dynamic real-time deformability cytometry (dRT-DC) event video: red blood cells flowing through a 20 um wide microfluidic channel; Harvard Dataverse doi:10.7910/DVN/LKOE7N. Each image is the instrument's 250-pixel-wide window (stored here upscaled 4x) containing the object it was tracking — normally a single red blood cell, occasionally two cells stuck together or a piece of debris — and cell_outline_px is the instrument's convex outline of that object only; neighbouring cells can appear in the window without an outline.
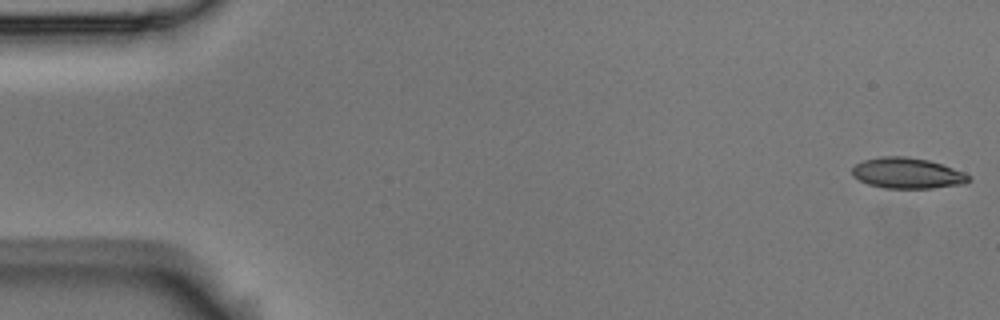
{"species": "Egyptian fruit bat (a non-hibernating species)", "species_latin": "Rousettus aegyptiacus", "temperature_condition": "room temperature", "stored_images_in_passage": 56, "camera_frame_rate_fps": 3000, "um_per_image_px": 0.085, "animal": {"sex": "male"}, "frame": {"image": 1, "passage_image": 1, "time_ms": 0.0, "image_size_px": [1000, 320], "cell_outline_px": [[972, 180], [964, 184], [932, 188], [884, 188], [868, 184], [852, 176], [852, 168], [856, 164], [864, 160], [880, 156], [904, 156], [928, 160], [964, 172], [972, 176]], "centroid_in_image_um": [77.14, 14.72], "position_along_channel_um": 7.9, "area_um2": 20.92}}
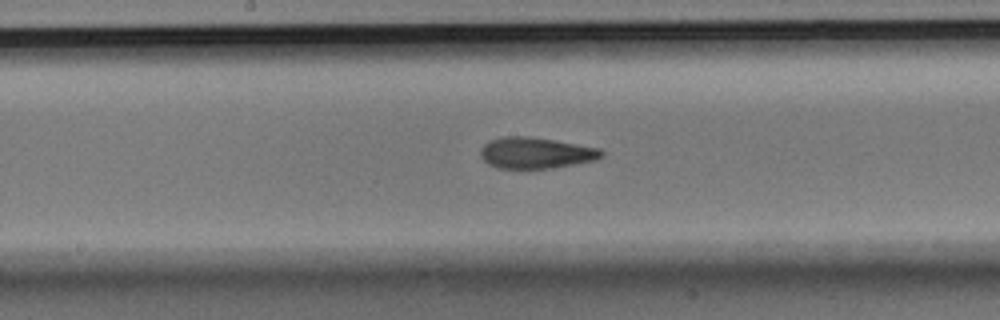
{"frame": {"image": 2, "passage_image": 29, "time_ms": 9.333, "image_size_px": [1000, 320], "cell_outline_px": [[604, 156], [596, 160], [552, 168], [500, 168], [488, 164], [480, 156], [480, 148], [488, 140], [500, 136], [528, 136], [556, 140], [600, 148], [604, 152]], "centroid_in_image_um": [45.54, 12.98], "position_along_channel_um": 202.7, "area_um2": 22.2}}
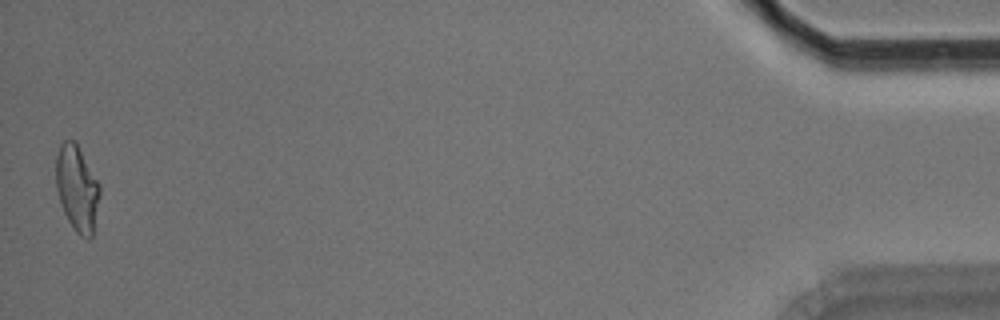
{"frame": {"image": 3, "passage_image": 56, "time_ms": 18.333, "image_size_px": [1000, 320], "cell_outline_px": [[100, 196], [92, 236], [88, 240], [80, 236], [72, 228], [64, 212], [56, 188], [56, 156], [60, 144], [64, 140], [76, 140], [100, 184]], "centroid_in_image_um": [6.56, 15.99], "position_along_channel_um": 428.6, "area_um2": 22.14}, "authors_computed_cell_mechanics": {"area_um2": 21.4438, "velocity_mm_per_s": 3.5499, "shape_relaxation_time_tau1_ms": 9.371, "shape_relaxation_time_tau2_ms": 3.1966, "deformation_change_tau1": 0.2104, "deformation_change_tau2": 0.111}}